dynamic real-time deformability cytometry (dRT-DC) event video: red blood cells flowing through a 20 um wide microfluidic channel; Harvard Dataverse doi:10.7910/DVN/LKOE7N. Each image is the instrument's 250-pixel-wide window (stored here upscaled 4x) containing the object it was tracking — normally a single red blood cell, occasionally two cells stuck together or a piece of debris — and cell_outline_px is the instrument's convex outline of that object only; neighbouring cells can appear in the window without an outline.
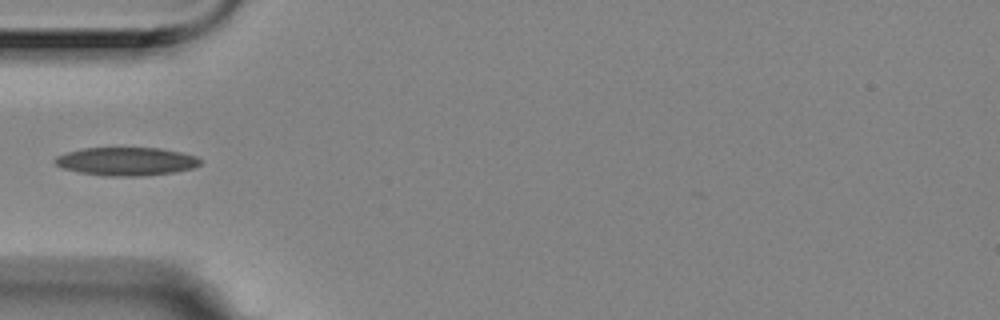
{"species": "Egyptian fruit bat (a non-hibernating species)", "species_latin": "Rousettus aegyptiacus", "temperature_condition": "room temperature", "stored_images_in_passage": 6, "camera_frame_rate_fps": 3000, "um_per_image_px": 0.085, "animal": {"sex": "female"}, "frame": {"image": 1, "passage_image": 6, "time_ms": 1.667, "image_size_px": [1000, 320], "cell_outline_px": [[200, 164], [192, 168], [172, 172], [140, 176], [104, 176], [80, 172], [60, 168], [52, 160], [56, 156], [68, 152], [84, 148], [160, 148], [180, 152], [196, 156], [200, 160]], "centroid_in_image_um": [10.69, 13.72], "position_along_channel_um": 74.3, "area_um2": 23.81}}